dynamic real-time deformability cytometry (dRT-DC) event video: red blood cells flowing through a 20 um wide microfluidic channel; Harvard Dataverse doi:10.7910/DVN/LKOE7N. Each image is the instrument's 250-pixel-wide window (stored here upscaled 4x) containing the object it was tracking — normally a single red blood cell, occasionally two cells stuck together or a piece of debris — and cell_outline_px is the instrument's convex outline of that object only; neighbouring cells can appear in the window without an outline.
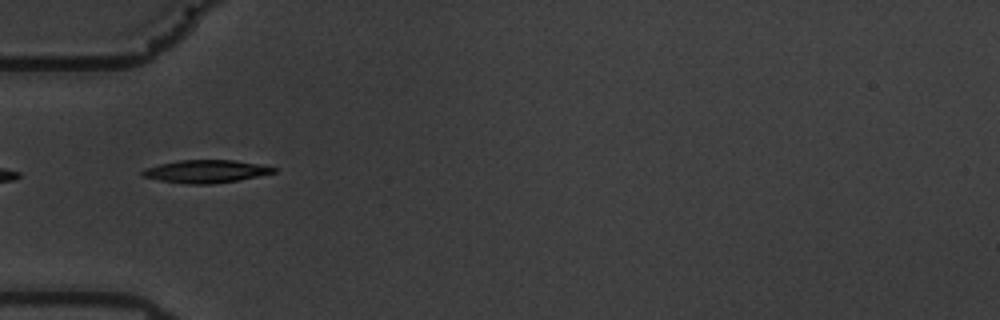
{"species": "common noctule bat (a hibernating species)", "species_latin": "Nyctalus noctula", "temperature_condition": "warm", "stored_images_in_passage": 12, "camera_frame_rate_fps": 3000, "um_per_image_px": 0.085, "animal": {"sex": "male", "body_mass_g": 19.5, "forearm_length_mm": 54.6}, "frame": {"image": 1, "passage_image": 1, "time_ms": 0.0, "image_size_px": [1000, 320], "cell_outline_px": [[276, 172], [236, 180], [212, 184], [188, 184], [160, 180], [140, 176], [140, 172], [148, 168], [160, 164], [176, 160], [236, 160], [276, 168]], "centroid_in_image_um": [17.45, 14.56], "position_along_channel_um": 67.6, "area_um2": 17.17}}